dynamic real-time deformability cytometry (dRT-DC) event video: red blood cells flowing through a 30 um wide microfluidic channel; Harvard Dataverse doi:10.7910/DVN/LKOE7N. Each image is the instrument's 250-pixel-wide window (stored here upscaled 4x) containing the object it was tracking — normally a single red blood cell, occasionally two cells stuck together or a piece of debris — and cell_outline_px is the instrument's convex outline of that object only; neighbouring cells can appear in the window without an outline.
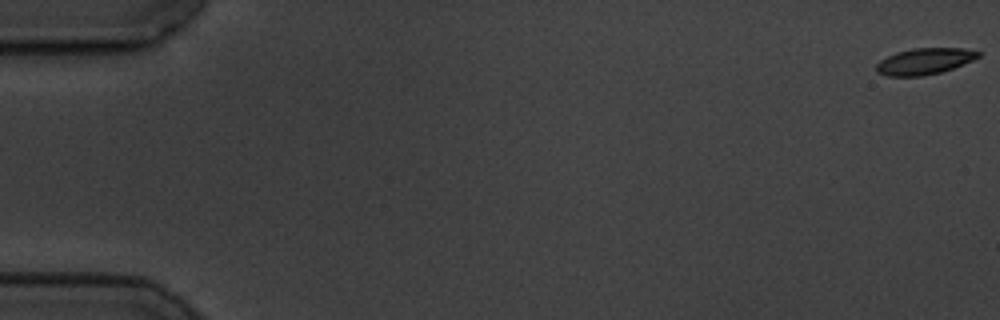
{"species": "common noctule bat (a hibernating species)", "species_latin": "Nyctalus noctula", "temperature_condition": "cold", "stored_images_in_passage": 14, "camera_frame_rate_fps": 3000, "um_per_image_px": 0.085, "animal": {"sex": "male", "body_mass_g": 19.5, "forearm_length_mm": 54.6}, "frame": {"image": 1, "passage_image": 1, "time_ms": 0.0, "image_size_px": [1000, 320], "cell_outline_px": [[980, 56], [972, 60], [952, 68], [940, 72], [920, 76], [888, 76], [876, 72], [876, 64], [880, 60], [896, 52], [912, 48], [964, 48], [980, 52]], "centroid_in_image_um": [78.55, 5.2], "position_along_channel_um": 6.4, "area_um2": 15.49}}